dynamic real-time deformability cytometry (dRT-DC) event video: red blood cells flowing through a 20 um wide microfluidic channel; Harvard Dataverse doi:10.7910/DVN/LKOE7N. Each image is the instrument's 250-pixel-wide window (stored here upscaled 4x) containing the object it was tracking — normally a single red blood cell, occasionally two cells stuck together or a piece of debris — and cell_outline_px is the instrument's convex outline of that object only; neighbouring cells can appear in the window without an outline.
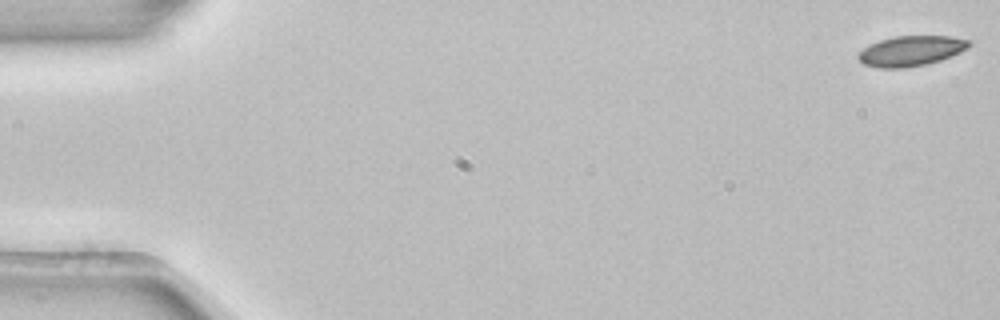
{"species": "common noctule bat (a hibernating species)", "species_latin": "Nyctalus noctula", "temperature_condition": "room temperature", "stored_images_in_passage": 54, "camera_frame_rate_fps": 3000, "um_per_image_px": 0.085, "animal": {"sex": "female", "body_mass_g": 22.7, "forearm_length_mm": 54.2}, "frame": {"image": 1, "passage_image": 1, "time_ms": 0.0, "image_size_px": [1000, 320], "cell_outline_px": [[972, 44], [968, 48], [952, 56], [928, 64], [904, 68], [880, 68], [864, 64], [856, 56], [868, 44], [880, 40], [896, 36], [952, 36], [972, 40]], "centroid_in_image_um": [77.47, 4.32], "position_along_channel_um": 7.5, "area_um2": 19.65}}
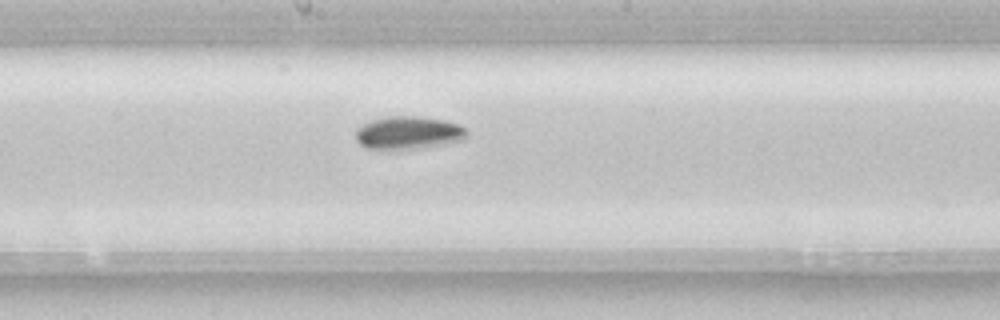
{"frame": {"image": 2, "passage_image": 29, "time_ms": 9.333, "image_size_px": [1000, 320], "cell_outline_px": [[468, 136], [464, 140], [448, 144], [428, 148], [396, 152], [368, 148], [360, 144], [356, 140], [356, 128], [372, 120], [388, 116], [416, 116], [444, 120], [460, 124], [468, 132]], "centroid_in_image_um": [34.74, 11.34], "position_along_channel_um": 213.5, "area_um2": 22.25}}
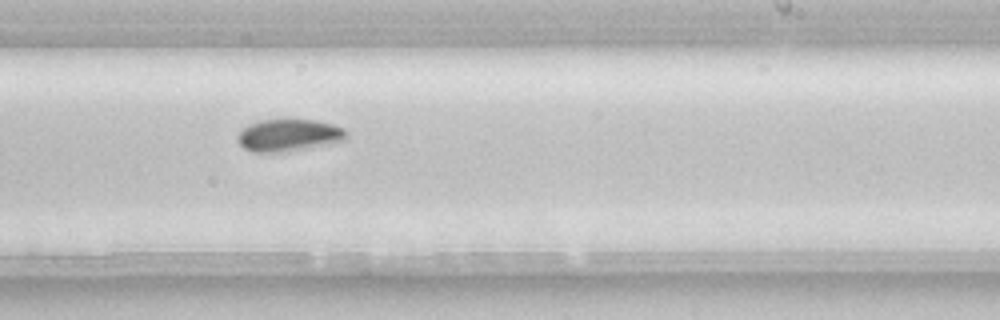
{"frame": {"image": 3, "passage_image": 33, "time_ms": 10.667, "image_size_px": [1000, 320], "cell_outline_px": [[344, 140], [332, 144], [280, 152], [252, 152], [244, 148], [236, 140], [236, 136], [248, 124], [260, 120], [284, 116], [288, 116], [316, 120], [332, 124], [344, 128]], "centroid_in_image_um": [24.5, 11.44], "position_along_channel_um": 264.5, "area_um2": 21.1}, "authors_computed_cell_mechanics": {"area_um2": 20.1433, "velocity_mm_per_s": 3.85, "shape_relaxation_time_tau1_ms": 3.3266, "shape_relaxation_time_tau2_ms": null, "deformation_change_tau1": 0.0844, "deformation_change_tau2": null}}